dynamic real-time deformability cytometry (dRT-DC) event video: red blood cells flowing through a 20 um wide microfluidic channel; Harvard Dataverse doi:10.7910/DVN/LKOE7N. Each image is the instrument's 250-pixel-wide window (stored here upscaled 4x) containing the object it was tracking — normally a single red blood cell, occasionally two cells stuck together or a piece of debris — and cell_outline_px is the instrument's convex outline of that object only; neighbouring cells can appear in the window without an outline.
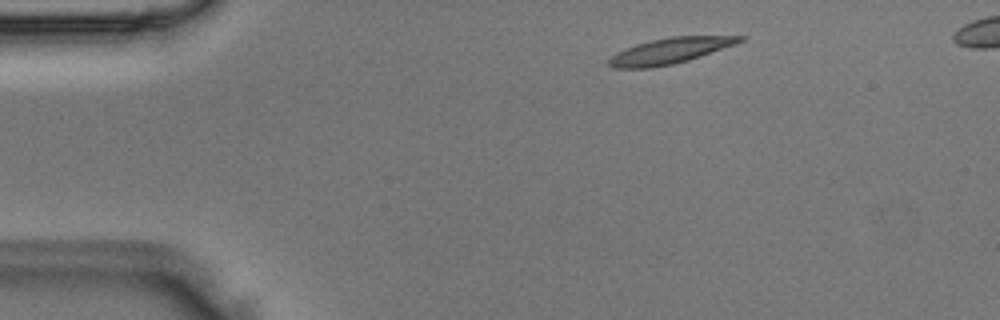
{"species": "Egyptian fruit bat (a non-hibernating species)", "species_latin": "Rousettus aegyptiacus", "temperature_condition": "room temperature", "stored_images_in_passage": 3, "camera_frame_rate_fps": 3000, "um_per_image_px": 0.085, "animal": {"sex": "male"}, "frame": {"image": 1, "passage_image": 1, "time_ms": 0.0, "image_size_px": [1000, 320], "cell_outline_px": [[744, 40], [736, 44], [688, 60], [672, 64], [652, 68], [616, 68], [608, 64], [608, 60], [616, 52], [636, 44], [652, 40], [672, 36], [744, 36]], "centroid_in_image_um": [56.93, 4.32], "position_along_channel_um": 28.1, "area_um2": 19.42}}